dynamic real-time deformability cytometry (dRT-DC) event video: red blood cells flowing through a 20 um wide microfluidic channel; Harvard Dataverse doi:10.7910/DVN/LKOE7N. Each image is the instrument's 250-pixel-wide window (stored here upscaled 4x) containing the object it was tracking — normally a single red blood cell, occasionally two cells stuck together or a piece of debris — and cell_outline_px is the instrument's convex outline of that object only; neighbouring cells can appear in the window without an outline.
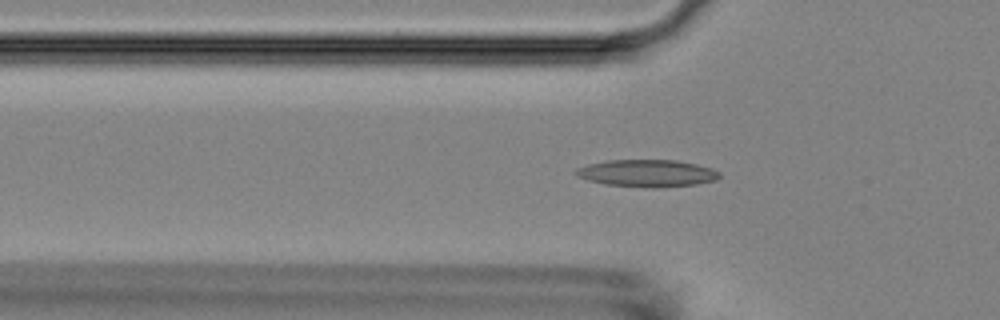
{"species": "Egyptian fruit bat (a non-hibernating species)", "species_latin": "Rousettus aegyptiacus", "temperature_condition": "room temperature", "stored_images_in_passage": 47, "camera_frame_rate_fps": 3000, "um_per_image_px": 0.085, "animal": {"sex": "female"}, "frame": {"image": 1, "passage_image": 10, "time_ms": 3.0, "image_size_px": [1000, 320], "cell_outline_px": [[720, 176], [716, 180], [696, 184], [656, 188], [652, 188], [604, 184], [588, 180], [576, 176], [572, 172], [576, 168], [588, 164], [608, 160], [676, 160], [696, 164], [712, 168], [720, 172]], "centroid_in_image_um": [54.98, 14.72], "position_along_channel_um": 70.8, "area_um2": 22.89}}
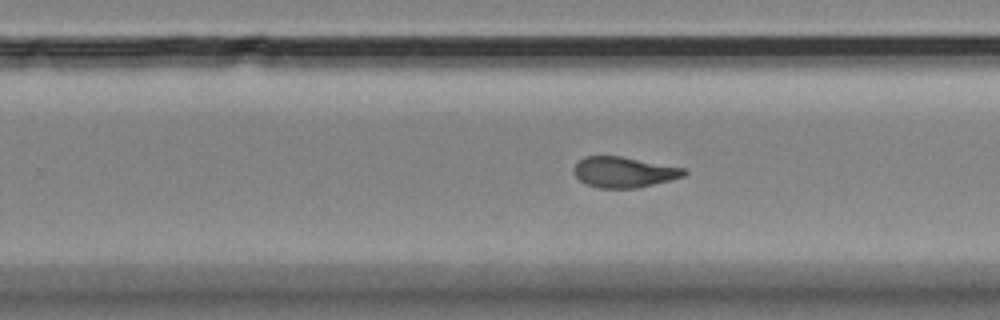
{"frame": {"image": 2, "passage_image": 27, "time_ms": 8.667, "image_size_px": [1000, 320], "cell_outline_px": [[688, 172], [684, 176], [640, 188], [600, 188], [588, 184], [580, 180], [572, 172], [572, 168], [584, 156], [620, 156], [684, 168]], "centroid_in_image_um": [53.02, 14.63], "position_along_channel_um": 276.8, "area_um2": 19.59}}
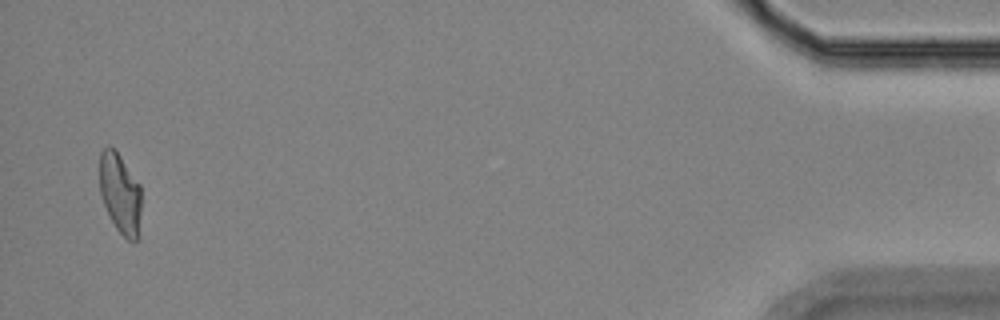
{"frame": {"image": 3, "passage_image": 46, "time_ms": 15.0, "image_size_px": [1000, 320], "cell_outline_px": [[140, 236], [136, 240], [128, 240], [116, 228], [104, 204], [100, 192], [100, 152], [108, 144], [120, 156], [140, 184]], "centroid_in_image_um": [10.22, 16.45], "position_along_channel_um": 425.0, "area_um2": 19.36}}